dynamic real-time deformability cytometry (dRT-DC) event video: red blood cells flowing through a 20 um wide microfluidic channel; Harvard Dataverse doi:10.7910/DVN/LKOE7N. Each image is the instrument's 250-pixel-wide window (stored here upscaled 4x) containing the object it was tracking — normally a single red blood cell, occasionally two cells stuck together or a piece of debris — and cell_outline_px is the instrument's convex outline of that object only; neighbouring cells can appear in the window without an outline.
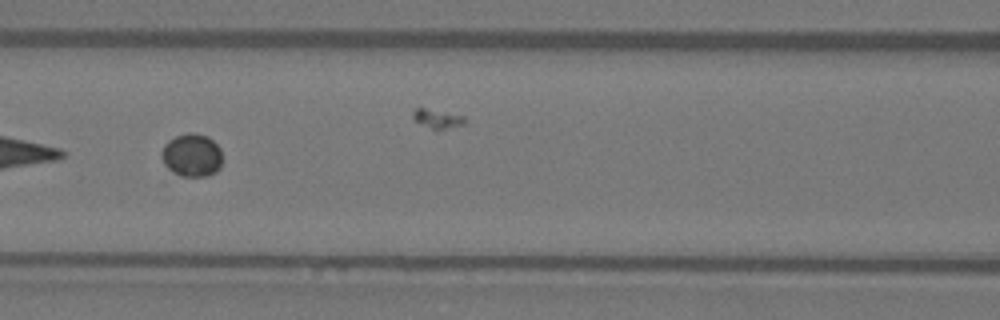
{"species": "Egyptian fruit bat (a non-hibernating species)", "species_latin": "Rousettus aegyptiacus", "temperature_condition": "warm", "stored_images_in_passage": 52, "camera_frame_rate_fps": 3000, "um_per_image_px": 0.085, "animal": {"sex": "female"}, "frame": {"image": 1, "passage_image": 23, "time_ms": 7.333, "image_size_px": [1000, 320], "cell_outline_px": [[220, 168], [216, 172], [208, 176], [180, 176], [172, 172], [164, 164], [160, 156], [160, 152], [164, 144], [168, 140], [176, 136], [188, 132], [192, 132], [208, 136], [220, 148]], "centroid_in_image_um": [16.27, 13.19], "position_along_channel_um": 150.3, "area_um2": 15.37}}
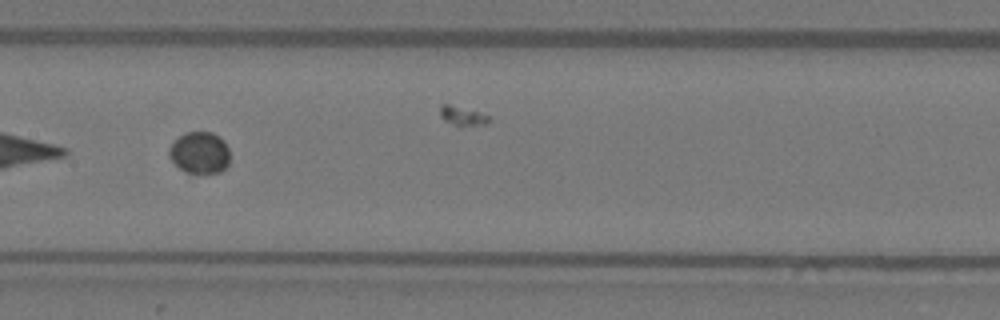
{"frame": {"image": 2, "passage_image": 26, "time_ms": 8.333, "image_size_px": [1000, 320], "cell_outline_px": [[228, 164], [220, 172], [184, 172], [168, 156], [168, 148], [184, 132], [212, 132], [224, 140], [228, 148]], "centroid_in_image_um": [16.96, 12.96], "position_along_channel_um": 190.4, "area_um2": 14.57}}
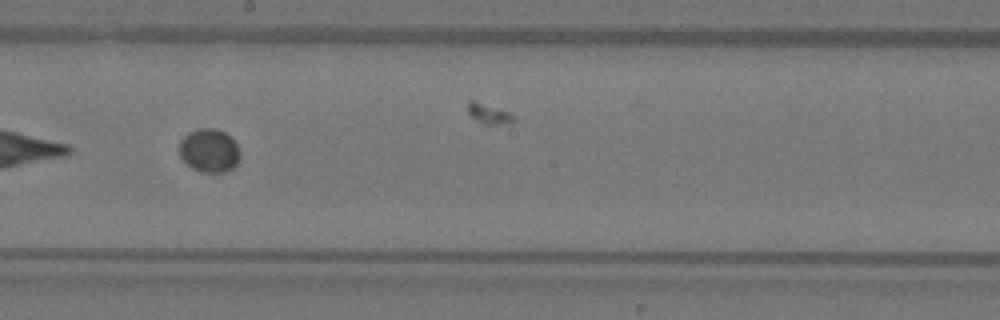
{"frame": {"image": 3, "passage_image": 29, "time_ms": 9.333, "image_size_px": [1000, 320], "cell_outline_px": [[240, 156], [236, 164], [232, 168], [224, 172], [200, 172], [192, 168], [180, 156], [180, 140], [188, 132], [200, 128], [216, 128], [224, 132], [236, 144], [240, 152]], "centroid_in_image_um": [17.78, 12.79], "position_along_channel_um": 230.4, "area_um2": 15.26}, "authors_computed_cell_mechanics": {"area_um2": 15.1725, "velocity_mm_per_s": 3.9958, "shape_relaxation_time_tau1_ms": 0.4386, "shape_relaxation_time_tau2_ms": 0.3879, "deformation_change_tau1": 0.0474, "deformation_change_tau2": null}}